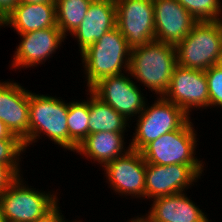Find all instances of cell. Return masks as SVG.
<instances>
[{
    "label": "cell",
    "instance_id": "4dcf8cb0",
    "mask_svg": "<svg viewBox=\"0 0 222 222\" xmlns=\"http://www.w3.org/2000/svg\"><path fill=\"white\" fill-rule=\"evenodd\" d=\"M217 65L222 68V46H221V52H220V56L218 58Z\"/></svg>",
    "mask_w": 222,
    "mask_h": 222
},
{
    "label": "cell",
    "instance_id": "7a4b0ae2",
    "mask_svg": "<svg viewBox=\"0 0 222 222\" xmlns=\"http://www.w3.org/2000/svg\"><path fill=\"white\" fill-rule=\"evenodd\" d=\"M130 53L131 48L117 27L84 50L80 55L88 89L102 78L122 74L124 68L129 71Z\"/></svg>",
    "mask_w": 222,
    "mask_h": 222
},
{
    "label": "cell",
    "instance_id": "603a6c76",
    "mask_svg": "<svg viewBox=\"0 0 222 222\" xmlns=\"http://www.w3.org/2000/svg\"><path fill=\"white\" fill-rule=\"evenodd\" d=\"M176 1L179 2L198 22L221 20L220 15H221L222 6L220 0H176Z\"/></svg>",
    "mask_w": 222,
    "mask_h": 222
},
{
    "label": "cell",
    "instance_id": "1f68e13d",
    "mask_svg": "<svg viewBox=\"0 0 222 222\" xmlns=\"http://www.w3.org/2000/svg\"><path fill=\"white\" fill-rule=\"evenodd\" d=\"M131 222H146V220L143 217H138L136 219H132Z\"/></svg>",
    "mask_w": 222,
    "mask_h": 222
},
{
    "label": "cell",
    "instance_id": "44dd1931",
    "mask_svg": "<svg viewBox=\"0 0 222 222\" xmlns=\"http://www.w3.org/2000/svg\"><path fill=\"white\" fill-rule=\"evenodd\" d=\"M92 0H55L56 24L65 36L81 24Z\"/></svg>",
    "mask_w": 222,
    "mask_h": 222
},
{
    "label": "cell",
    "instance_id": "e0dca14e",
    "mask_svg": "<svg viewBox=\"0 0 222 222\" xmlns=\"http://www.w3.org/2000/svg\"><path fill=\"white\" fill-rule=\"evenodd\" d=\"M146 222H209L202 210L185 193L154 198Z\"/></svg>",
    "mask_w": 222,
    "mask_h": 222
},
{
    "label": "cell",
    "instance_id": "d6a6232c",
    "mask_svg": "<svg viewBox=\"0 0 222 222\" xmlns=\"http://www.w3.org/2000/svg\"><path fill=\"white\" fill-rule=\"evenodd\" d=\"M0 222H4L1 205H0Z\"/></svg>",
    "mask_w": 222,
    "mask_h": 222
},
{
    "label": "cell",
    "instance_id": "30bf717a",
    "mask_svg": "<svg viewBox=\"0 0 222 222\" xmlns=\"http://www.w3.org/2000/svg\"><path fill=\"white\" fill-rule=\"evenodd\" d=\"M163 97L180 107L188 116L193 107H210L208 81L205 71L177 65Z\"/></svg>",
    "mask_w": 222,
    "mask_h": 222
},
{
    "label": "cell",
    "instance_id": "484cf974",
    "mask_svg": "<svg viewBox=\"0 0 222 222\" xmlns=\"http://www.w3.org/2000/svg\"><path fill=\"white\" fill-rule=\"evenodd\" d=\"M20 176L11 166L0 164V194L8 189Z\"/></svg>",
    "mask_w": 222,
    "mask_h": 222
},
{
    "label": "cell",
    "instance_id": "d6986e66",
    "mask_svg": "<svg viewBox=\"0 0 222 222\" xmlns=\"http://www.w3.org/2000/svg\"><path fill=\"white\" fill-rule=\"evenodd\" d=\"M124 133L100 131L89 134L77 147L76 153L84 154L90 160L99 164L108 162L125 155L131 148L124 150ZM123 152V153H122Z\"/></svg>",
    "mask_w": 222,
    "mask_h": 222
},
{
    "label": "cell",
    "instance_id": "52a82bcc",
    "mask_svg": "<svg viewBox=\"0 0 222 222\" xmlns=\"http://www.w3.org/2000/svg\"><path fill=\"white\" fill-rule=\"evenodd\" d=\"M22 183L19 177L0 194L4 222H34L58 202L57 197L50 195V192L45 194Z\"/></svg>",
    "mask_w": 222,
    "mask_h": 222
},
{
    "label": "cell",
    "instance_id": "8fae6325",
    "mask_svg": "<svg viewBox=\"0 0 222 222\" xmlns=\"http://www.w3.org/2000/svg\"><path fill=\"white\" fill-rule=\"evenodd\" d=\"M89 90L127 120L139 115L146 104L138 86L123 73L102 78Z\"/></svg>",
    "mask_w": 222,
    "mask_h": 222
},
{
    "label": "cell",
    "instance_id": "cb8c5ba5",
    "mask_svg": "<svg viewBox=\"0 0 222 222\" xmlns=\"http://www.w3.org/2000/svg\"><path fill=\"white\" fill-rule=\"evenodd\" d=\"M25 151L23 142L20 139H1L0 140V164L11 165L18 173L19 156Z\"/></svg>",
    "mask_w": 222,
    "mask_h": 222
},
{
    "label": "cell",
    "instance_id": "8992f818",
    "mask_svg": "<svg viewBox=\"0 0 222 222\" xmlns=\"http://www.w3.org/2000/svg\"><path fill=\"white\" fill-rule=\"evenodd\" d=\"M138 115L136 132L129 147L141 151L151 141L163 134L178 130L190 117L176 104L163 96Z\"/></svg>",
    "mask_w": 222,
    "mask_h": 222
},
{
    "label": "cell",
    "instance_id": "ffe728a7",
    "mask_svg": "<svg viewBox=\"0 0 222 222\" xmlns=\"http://www.w3.org/2000/svg\"><path fill=\"white\" fill-rule=\"evenodd\" d=\"M89 134L100 131L124 133L127 119L89 90Z\"/></svg>",
    "mask_w": 222,
    "mask_h": 222
},
{
    "label": "cell",
    "instance_id": "2e32d148",
    "mask_svg": "<svg viewBox=\"0 0 222 222\" xmlns=\"http://www.w3.org/2000/svg\"><path fill=\"white\" fill-rule=\"evenodd\" d=\"M115 27V0H92L85 18L71 35L77 38L82 53Z\"/></svg>",
    "mask_w": 222,
    "mask_h": 222
},
{
    "label": "cell",
    "instance_id": "f1b7e54d",
    "mask_svg": "<svg viewBox=\"0 0 222 222\" xmlns=\"http://www.w3.org/2000/svg\"><path fill=\"white\" fill-rule=\"evenodd\" d=\"M1 139H19L13 135L7 126L0 120V140Z\"/></svg>",
    "mask_w": 222,
    "mask_h": 222
},
{
    "label": "cell",
    "instance_id": "d4e9b609",
    "mask_svg": "<svg viewBox=\"0 0 222 222\" xmlns=\"http://www.w3.org/2000/svg\"><path fill=\"white\" fill-rule=\"evenodd\" d=\"M208 81V93L210 97V106L222 107V68L218 65L205 70Z\"/></svg>",
    "mask_w": 222,
    "mask_h": 222
},
{
    "label": "cell",
    "instance_id": "7402d4cb",
    "mask_svg": "<svg viewBox=\"0 0 222 222\" xmlns=\"http://www.w3.org/2000/svg\"><path fill=\"white\" fill-rule=\"evenodd\" d=\"M89 100L68 104L67 127L69 150L76 151L79 144L89 135Z\"/></svg>",
    "mask_w": 222,
    "mask_h": 222
},
{
    "label": "cell",
    "instance_id": "ac0fdd59",
    "mask_svg": "<svg viewBox=\"0 0 222 222\" xmlns=\"http://www.w3.org/2000/svg\"><path fill=\"white\" fill-rule=\"evenodd\" d=\"M11 25L18 34L56 26V3H18L0 26Z\"/></svg>",
    "mask_w": 222,
    "mask_h": 222
},
{
    "label": "cell",
    "instance_id": "5bb4252c",
    "mask_svg": "<svg viewBox=\"0 0 222 222\" xmlns=\"http://www.w3.org/2000/svg\"><path fill=\"white\" fill-rule=\"evenodd\" d=\"M155 38L176 46L198 22L176 0H153Z\"/></svg>",
    "mask_w": 222,
    "mask_h": 222
},
{
    "label": "cell",
    "instance_id": "83f0119b",
    "mask_svg": "<svg viewBox=\"0 0 222 222\" xmlns=\"http://www.w3.org/2000/svg\"><path fill=\"white\" fill-rule=\"evenodd\" d=\"M18 0H0V23L17 6Z\"/></svg>",
    "mask_w": 222,
    "mask_h": 222
},
{
    "label": "cell",
    "instance_id": "9c48e42d",
    "mask_svg": "<svg viewBox=\"0 0 222 222\" xmlns=\"http://www.w3.org/2000/svg\"><path fill=\"white\" fill-rule=\"evenodd\" d=\"M203 165L146 163L145 198L182 193L202 175Z\"/></svg>",
    "mask_w": 222,
    "mask_h": 222
},
{
    "label": "cell",
    "instance_id": "9a60e30c",
    "mask_svg": "<svg viewBox=\"0 0 222 222\" xmlns=\"http://www.w3.org/2000/svg\"><path fill=\"white\" fill-rule=\"evenodd\" d=\"M23 39L15 51L12 67H33L45 62L62 44L64 36L58 26L19 34Z\"/></svg>",
    "mask_w": 222,
    "mask_h": 222
},
{
    "label": "cell",
    "instance_id": "4fadbf2b",
    "mask_svg": "<svg viewBox=\"0 0 222 222\" xmlns=\"http://www.w3.org/2000/svg\"><path fill=\"white\" fill-rule=\"evenodd\" d=\"M30 92L14 82H0V120L11 133L29 145Z\"/></svg>",
    "mask_w": 222,
    "mask_h": 222
},
{
    "label": "cell",
    "instance_id": "f546056e",
    "mask_svg": "<svg viewBox=\"0 0 222 222\" xmlns=\"http://www.w3.org/2000/svg\"><path fill=\"white\" fill-rule=\"evenodd\" d=\"M18 3H27V4L55 3V0H18Z\"/></svg>",
    "mask_w": 222,
    "mask_h": 222
},
{
    "label": "cell",
    "instance_id": "5b68a950",
    "mask_svg": "<svg viewBox=\"0 0 222 222\" xmlns=\"http://www.w3.org/2000/svg\"><path fill=\"white\" fill-rule=\"evenodd\" d=\"M190 118L175 131H170L151 141L142 150L146 163L158 165H202L195 155L196 133Z\"/></svg>",
    "mask_w": 222,
    "mask_h": 222
},
{
    "label": "cell",
    "instance_id": "ba28073f",
    "mask_svg": "<svg viewBox=\"0 0 222 222\" xmlns=\"http://www.w3.org/2000/svg\"><path fill=\"white\" fill-rule=\"evenodd\" d=\"M116 27L133 49L155 38L153 0H115Z\"/></svg>",
    "mask_w": 222,
    "mask_h": 222
},
{
    "label": "cell",
    "instance_id": "6da1fadb",
    "mask_svg": "<svg viewBox=\"0 0 222 222\" xmlns=\"http://www.w3.org/2000/svg\"><path fill=\"white\" fill-rule=\"evenodd\" d=\"M176 66V47L155 40L131 49L128 74L163 96Z\"/></svg>",
    "mask_w": 222,
    "mask_h": 222
},
{
    "label": "cell",
    "instance_id": "3957f363",
    "mask_svg": "<svg viewBox=\"0 0 222 222\" xmlns=\"http://www.w3.org/2000/svg\"><path fill=\"white\" fill-rule=\"evenodd\" d=\"M222 46V20L197 22L176 47L177 65L205 71L217 65Z\"/></svg>",
    "mask_w": 222,
    "mask_h": 222
},
{
    "label": "cell",
    "instance_id": "277c9868",
    "mask_svg": "<svg viewBox=\"0 0 222 222\" xmlns=\"http://www.w3.org/2000/svg\"><path fill=\"white\" fill-rule=\"evenodd\" d=\"M67 116L68 103L65 101L30 92L29 145L35 142L43 132L55 144L69 150Z\"/></svg>",
    "mask_w": 222,
    "mask_h": 222
},
{
    "label": "cell",
    "instance_id": "7c38bea8",
    "mask_svg": "<svg viewBox=\"0 0 222 222\" xmlns=\"http://www.w3.org/2000/svg\"><path fill=\"white\" fill-rule=\"evenodd\" d=\"M102 167L110 186L117 193L145 198L146 162L141 151L130 149Z\"/></svg>",
    "mask_w": 222,
    "mask_h": 222
},
{
    "label": "cell",
    "instance_id": "4316f807",
    "mask_svg": "<svg viewBox=\"0 0 222 222\" xmlns=\"http://www.w3.org/2000/svg\"><path fill=\"white\" fill-rule=\"evenodd\" d=\"M58 208V203H56L48 212L34 222H66L64 217H62L63 215H60L62 213L59 212L60 210Z\"/></svg>",
    "mask_w": 222,
    "mask_h": 222
}]
</instances>
